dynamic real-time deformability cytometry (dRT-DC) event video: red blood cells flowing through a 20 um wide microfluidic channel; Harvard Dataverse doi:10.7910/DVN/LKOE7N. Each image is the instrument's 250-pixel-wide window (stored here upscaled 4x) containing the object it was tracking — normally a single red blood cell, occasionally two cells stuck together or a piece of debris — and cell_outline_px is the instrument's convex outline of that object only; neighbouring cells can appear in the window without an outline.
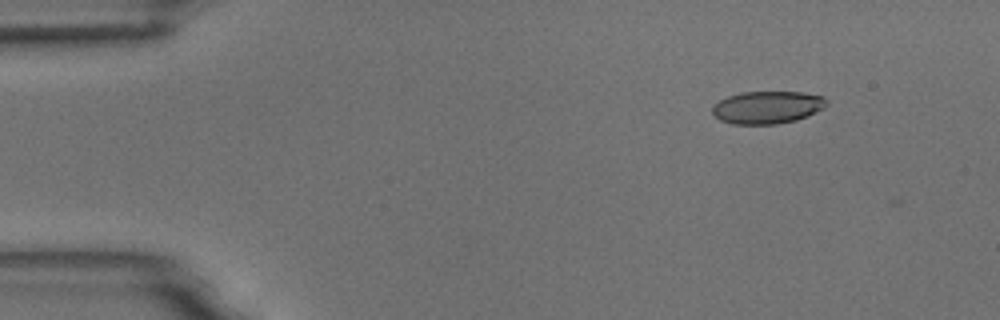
{"species": "common noctule bat (a hibernating species)", "species_latin": "Nyctalus noctula", "temperature_condition": "room temperature", "stored_images_in_passage": 7, "camera_frame_rate_fps": 3000, "um_per_image_px": 0.085, "animal": {"sex": "male", "body_mass_g": 18.8}, "frame": {"image": 1, "passage_image": 2, "time_ms": 1.0, "image_size_px": [1000, 320], "cell_outline_px": [[828, 104], [824, 108], [808, 116], [796, 120], [776, 124], [732, 124], [720, 120], [712, 112], [712, 104], [728, 96], [740, 92], [804, 92], [824, 96], [828, 100]], "centroid_in_image_um": [65.24, 9.12], "position_along_channel_um": 19.8, "area_um2": 21.91}}
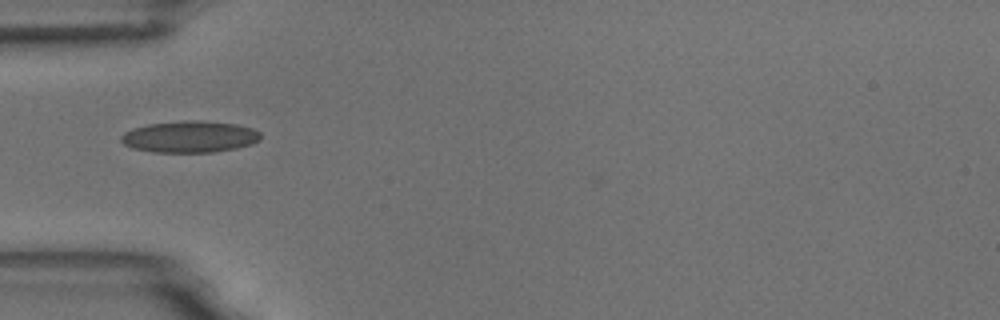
{"frame": {"image": 2, "passage_image": 5, "time_ms": 4.667, "image_size_px": [1000, 320], "cell_outline_px": [[260, 140], [252, 144], [236, 148], [212, 152], [152, 152], [132, 148], [124, 144], [120, 140], [120, 136], [124, 132], [132, 128], [148, 124], [184, 120], [200, 120], [236, 124], [252, 128], [260, 132]], "centroid_in_image_um": [16.11, 11.62], "position_along_channel_um": 68.9, "area_um2": 25.84}}